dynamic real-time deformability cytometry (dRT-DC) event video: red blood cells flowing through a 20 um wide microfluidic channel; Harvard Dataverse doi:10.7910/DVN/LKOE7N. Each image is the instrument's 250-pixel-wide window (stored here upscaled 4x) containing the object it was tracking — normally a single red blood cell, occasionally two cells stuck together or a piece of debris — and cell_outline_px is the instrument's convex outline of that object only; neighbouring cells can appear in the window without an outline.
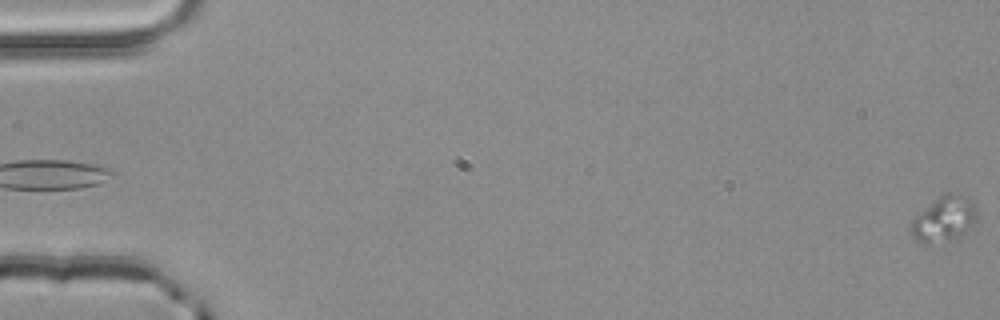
{"species": "common noctule bat (a hibernating species)", "species_latin": "Nyctalus noctula", "temperature_condition": "room temperature", "stored_images_in_passage": 4, "segment_of_instrument_passage": [2, 2], "camera_frame_rate_fps": 3000, "um_per_image_px": 0.085, "animal": {"sex": "male", "body_mass_g": 20.4}, "frame": {"image": 1, "passage_image": 4, "time_ms": 1.0, "image_size_px": [1000, 320], "cell_outline_px": [[976, 220], [972, 228], [960, 236], [952, 240], [928, 244], [924, 244], [916, 240], [912, 236], [908, 228], [912, 220], [920, 212], [944, 192], [964, 192], [976, 204]], "centroid_in_image_um": [80.28, 18.59], "position_along_channel_um": 4.7, "area_um2": 18.03}}